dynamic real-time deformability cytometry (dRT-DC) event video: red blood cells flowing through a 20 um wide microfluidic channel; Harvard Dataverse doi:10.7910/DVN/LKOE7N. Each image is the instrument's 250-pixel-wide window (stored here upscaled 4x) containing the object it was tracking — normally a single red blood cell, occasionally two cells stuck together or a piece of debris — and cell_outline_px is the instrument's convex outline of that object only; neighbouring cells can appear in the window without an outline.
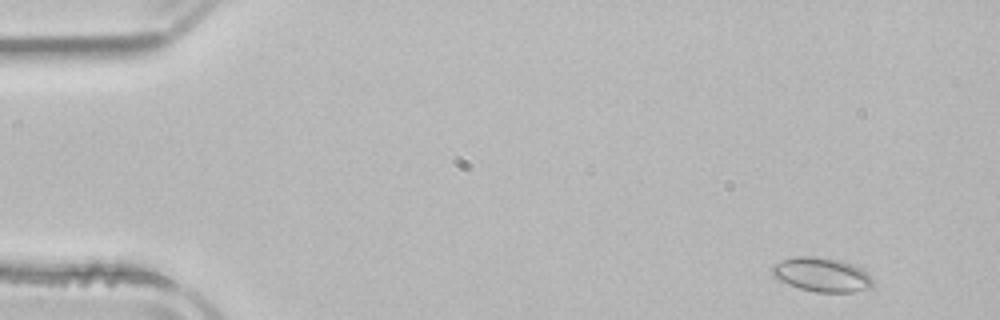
{"species": "common noctule bat (a hibernating species)", "species_latin": "Nyctalus noctula", "temperature_condition": "room temperature", "stored_images_in_passage": 52, "camera_frame_rate_fps": 3000, "um_per_image_px": 0.085, "animal": {"sex": "male", "body_mass_g": 21.5, "forearm_length_mm": 52.0}, "frame": {"image": 1, "passage_image": 3, "time_ms": 0.667, "image_size_px": [1000, 320], "cell_outline_px": [[872, 288], [852, 292], [816, 292], [800, 288], [788, 284], [772, 276], [772, 264], [796, 256], [816, 256], [840, 260], [852, 264], [868, 272], [872, 276]], "centroid_in_image_um": [69.87, 23.34], "position_along_channel_um": 15.1, "area_um2": 20.11}}
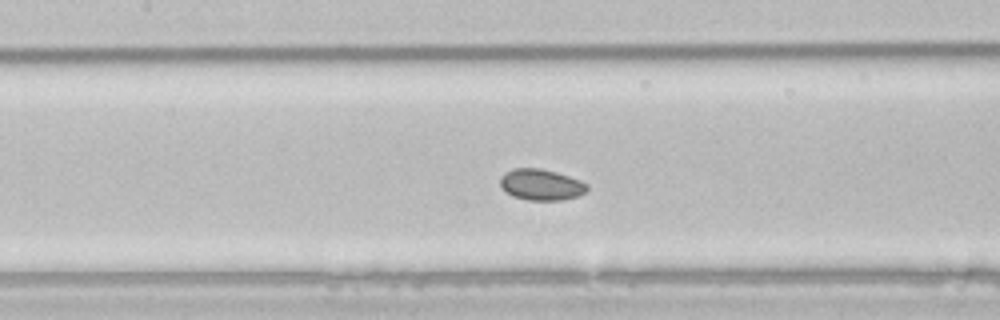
{"frame": {"image": 2, "passage_image": 23, "time_ms": 7.333, "image_size_px": [1000, 320], "cell_outline_px": [[588, 188], [580, 196], [564, 200], [528, 200], [512, 196], [500, 188], [500, 176], [504, 172], [512, 168], [540, 168], [556, 172], [580, 180], [588, 184]], "centroid_in_image_um": [45.97, 15.7], "position_along_channel_um": 161.4, "area_um2": 16.01}}
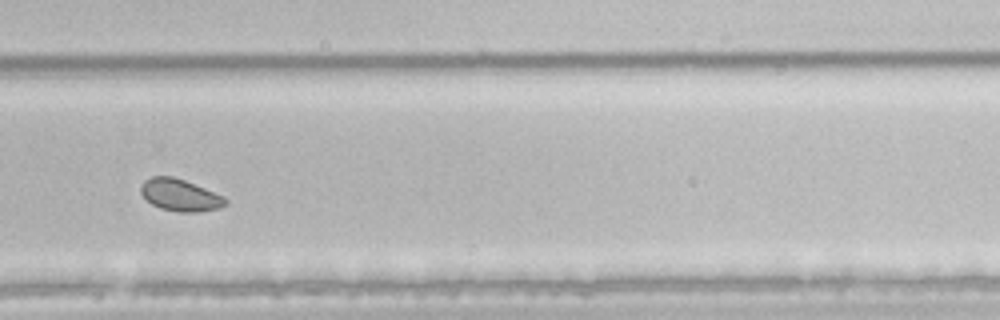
{"frame": {"image": 3, "passage_image": 35, "time_ms": 11.333, "image_size_px": [1000, 320], "cell_outline_px": [[228, 204], [220, 208], [196, 212], [180, 212], [160, 208], [152, 204], [140, 192], [140, 184], [144, 180], [152, 176], [172, 176], [184, 180], [224, 196], [228, 200]], "centroid_in_image_um": [15.31, 16.58], "position_along_channel_um": 314.5, "area_um2": 15.78}, "authors_computed_cell_mechanics": {"area_um2": 16.9932, "velocity_mm_per_s": 3.8446, "shape_relaxation_time_tau1_ms": null, "shape_relaxation_time_tau2_ms": 1.3623, "deformation_change_tau1": null, "deformation_change_tau2": 0.0279}}